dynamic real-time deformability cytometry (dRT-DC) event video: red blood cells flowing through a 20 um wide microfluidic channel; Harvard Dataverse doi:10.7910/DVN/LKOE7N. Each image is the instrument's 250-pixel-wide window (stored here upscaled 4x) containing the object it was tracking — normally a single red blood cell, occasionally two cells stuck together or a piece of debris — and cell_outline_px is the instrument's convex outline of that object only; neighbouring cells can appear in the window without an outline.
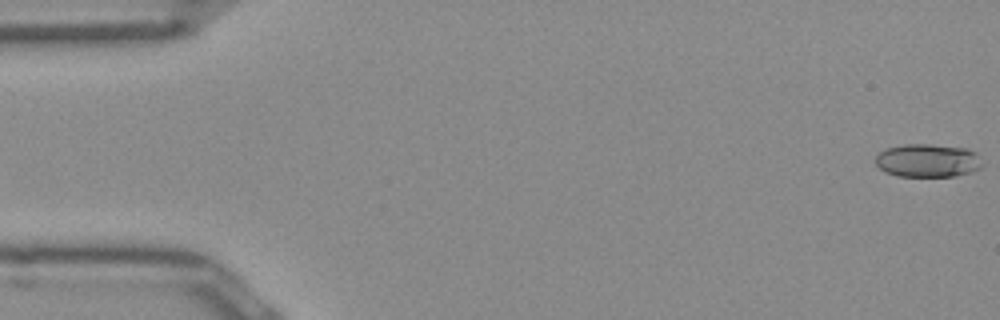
{"species": "Egyptian fruit bat (a non-hibernating species)", "species_latin": "Rousettus aegyptiacus", "temperature_condition": "room temperature", "stored_images_in_passage": 51, "camera_frame_rate_fps": 3000, "um_per_image_px": 0.085, "frame": {"image": 1, "passage_image": 1, "time_ms": 0.0, "image_size_px": [1000, 320], "cell_outline_px": [[984, 164], [980, 168], [968, 172], [952, 176], [896, 176], [884, 172], [876, 164], [876, 156], [884, 148], [904, 144], [928, 144], [964, 148], [976, 152]], "centroid_in_image_um": [78.83, 13.64], "position_along_channel_um": 6.2, "area_um2": 20.69}}
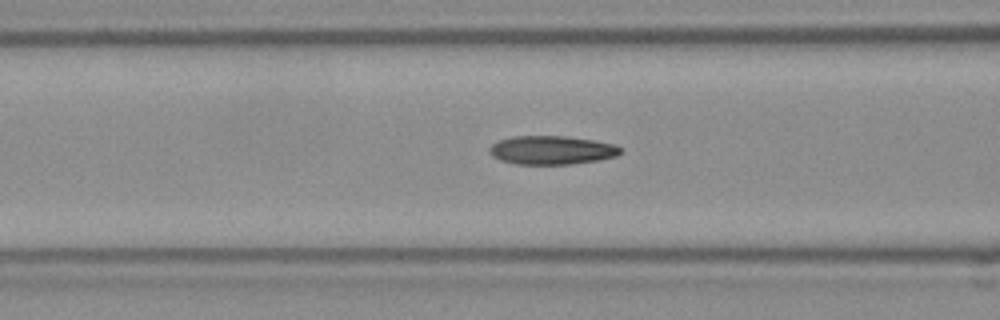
{"frame": {"image": 2, "passage_image": 20, "time_ms": 6.333, "image_size_px": [1000, 320], "cell_outline_px": [[620, 152], [616, 156], [600, 160], [568, 164], [516, 164], [500, 160], [492, 156], [488, 152], [488, 148], [492, 144], [500, 140], [512, 136], [564, 136], [592, 140], [616, 144], [620, 148]], "centroid_in_image_um": [46.86, 12.76], "position_along_channel_um": 119.7, "area_um2": 21.85}}
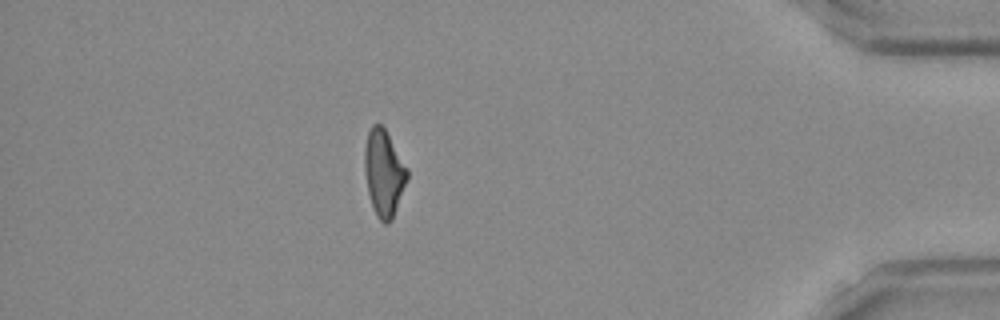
{"frame": {"image": 3, "passage_image": 45, "time_ms": 14.667, "image_size_px": [1000, 320], "cell_outline_px": [[408, 180], [392, 220], [388, 224], [384, 224], [376, 216], [368, 192], [364, 172], [364, 148], [368, 132], [372, 124], [380, 124], [384, 128], [408, 168]], "centroid_in_image_um": [32.63, 14.72], "position_along_channel_um": 402.6, "area_um2": 21.56}, "authors_computed_cell_mechanics": {"area_um2": 21.2704, "velocity_mm_per_s": 3.9757, "shape_relaxation_time_tau1_ms": 10.7268, "shape_relaxation_time_tau2_ms": 2.5024, "deformation_change_tau1": 0.2551, "deformation_change_tau2": 0.0983}}